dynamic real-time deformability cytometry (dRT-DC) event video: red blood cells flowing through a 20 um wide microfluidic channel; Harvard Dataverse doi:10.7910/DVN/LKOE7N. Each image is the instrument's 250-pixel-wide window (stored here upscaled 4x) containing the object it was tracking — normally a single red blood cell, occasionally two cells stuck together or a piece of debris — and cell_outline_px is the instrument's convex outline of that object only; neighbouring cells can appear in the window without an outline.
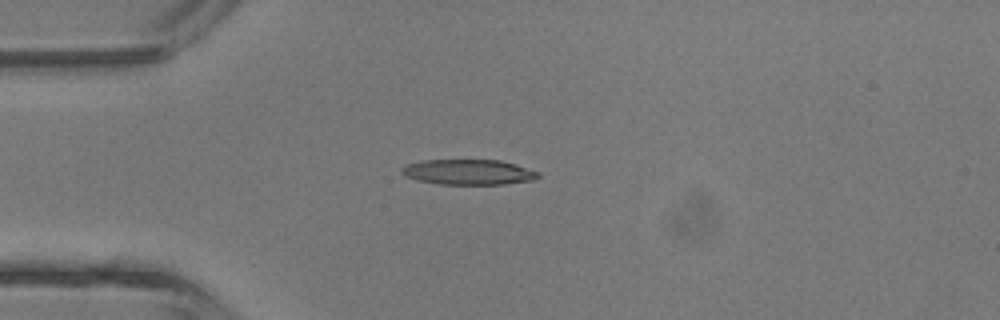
{"species": "common noctule bat (a hibernating species)", "species_latin": "Nyctalus noctula", "temperature_condition": "room temperature", "stored_images_in_passage": 4, "camera_frame_rate_fps": 3000, "um_per_image_px": 0.085, "animal": {"sex": "male", "body_mass_g": 13.3}, "frame": {"image": 1, "passage_image": 3, "time_ms": 3.333, "image_size_px": [1000, 320], "cell_outline_px": [[540, 176], [536, 180], [504, 184], [440, 184], [416, 180], [404, 176], [400, 172], [400, 168], [408, 164], [420, 160], [500, 160], [516, 164], [540, 172]], "centroid_in_image_um": [39.83, 14.63], "position_along_channel_um": 45.2, "area_um2": 20.35}}